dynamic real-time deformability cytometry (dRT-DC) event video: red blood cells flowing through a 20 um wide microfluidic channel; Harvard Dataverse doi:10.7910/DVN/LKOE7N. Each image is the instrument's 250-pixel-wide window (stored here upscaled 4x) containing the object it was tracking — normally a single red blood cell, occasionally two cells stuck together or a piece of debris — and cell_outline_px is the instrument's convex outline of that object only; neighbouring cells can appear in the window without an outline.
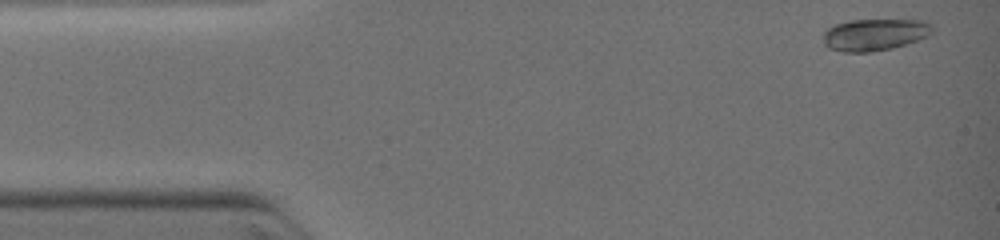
{"species": "common noctule bat (a hibernating species)", "species_latin": "Nyctalus noctula", "temperature_condition": "warm", "stored_images_in_passage": 40, "camera_frame_rate_fps": 3000, "um_per_image_px": 0.085, "animal": {"sex": "female", "body_mass_g": 19.0, "forearm_length_mm": 51.5}, "frame": {"image": 1, "passage_image": 1, "time_ms": 0.0, "image_size_px": [1000, 240], "cell_outline_px": [[932, 32], [928, 36], [892, 48], [872, 52], [840, 52], [828, 48], [824, 44], [824, 32], [828, 28], [836, 24], [848, 20], [924, 20], [932, 24]], "centroid_in_image_um": [74.32, 2.94], "position_along_channel_um": 10.7, "area_um2": 20.29}}
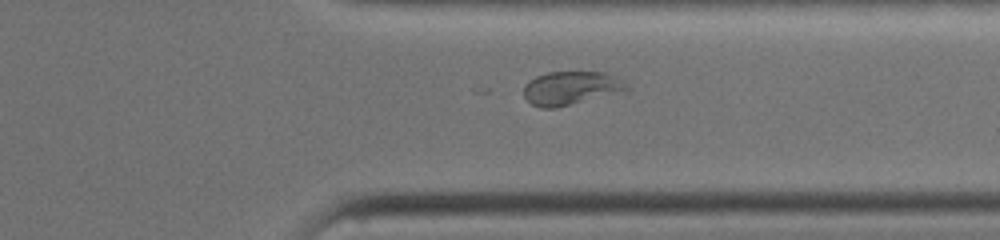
{"frame": {"image": 2, "passage_image": 33, "time_ms": 9.0, "image_size_px": [1000, 240], "cell_outline_px": [[628, 88], [556, 108], [540, 108], [532, 104], [524, 96], [524, 88], [536, 76], [548, 72], [608, 72], [616, 76]], "centroid_in_image_um": [48.45, 7.47], "position_along_channel_um": 363.0, "area_um2": 19.25}}
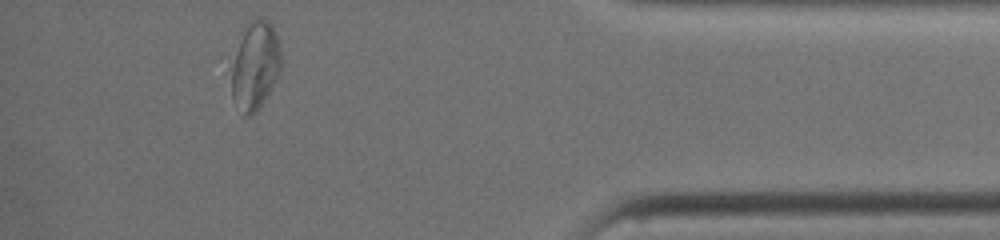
{"frame": {"image": 3, "passage_image": 38, "time_ms": 10.667, "image_size_px": [1000, 240], "cell_outline_px": [[280, 68], [276, 80], [256, 112], [248, 116], [244, 116], [232, 96], [232, 64], [240, 40], [252, 16], [260, 16], [268, 20], [272, 24], [276, 36], [280, 52]], "centroid_in_image_um": [21.69, 5.55], "position_along_channel_um": 413.5, "area_um2": 24.97}}